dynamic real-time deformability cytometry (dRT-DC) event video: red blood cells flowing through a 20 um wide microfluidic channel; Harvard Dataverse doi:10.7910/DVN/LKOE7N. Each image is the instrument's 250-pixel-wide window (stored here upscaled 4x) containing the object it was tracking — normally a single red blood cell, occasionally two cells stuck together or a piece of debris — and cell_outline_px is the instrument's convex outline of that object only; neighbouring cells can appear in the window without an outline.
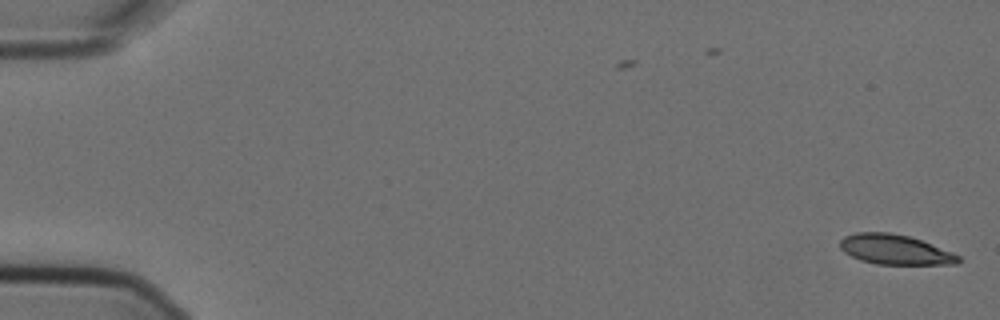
{"species": "Egyptian fruit bat (a non-hibernating species)", "species_latin": "Rousettus aegyptiacus", "temperature_condition": "cold", "stored_images_in_passage": 2, "camera_frame_rate_fps": 3000, "um_per_image_px": 0.085, "animal": {"sex": "female"}, "frame": {"image": 1, "passage_image": 2, "time_ms": 0.333, "image_size_px": [1000, 320], "cell_outline_px": [[960, 260], [956, 264], [876, 264], [860, 260], [844, 252], [840, 248], [840, 240], [844, 236], [856, 232], [888, 232], [908, 236], [920, 240], [952, 252], [960, 256]], "centroid_in_image_um": [76.04, 21.21], "position_along_channel_um": 9.0, "area_um2": 20.46}}